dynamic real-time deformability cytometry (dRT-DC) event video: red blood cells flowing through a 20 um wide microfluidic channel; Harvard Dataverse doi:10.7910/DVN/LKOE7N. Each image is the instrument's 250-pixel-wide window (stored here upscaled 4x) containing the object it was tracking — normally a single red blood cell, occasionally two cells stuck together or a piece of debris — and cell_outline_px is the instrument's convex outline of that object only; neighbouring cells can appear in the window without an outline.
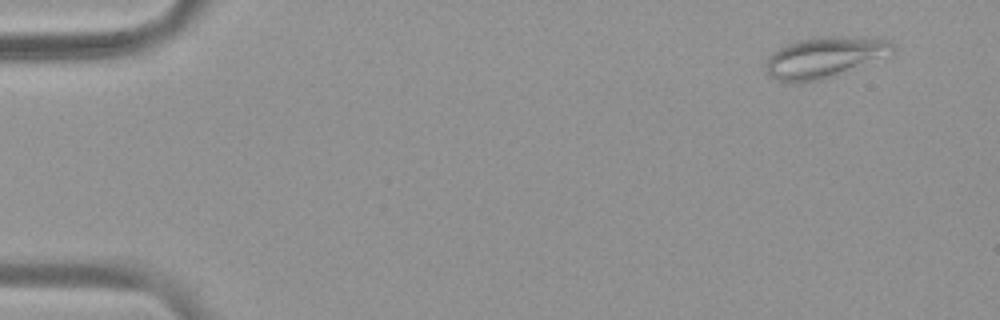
{"species": "common noctule bat (a hibernating species)", "species_latin": "Nyctalus noctula", "temperature_condition": "warm", "stored_images_in_passage": 5, "camera_frame_rate_fps": 3000, "um_per_image_px": 0.085, "animal": {"sex": "female", "body_mass_g": 19.9}, "frame": {"image": 1, "passage_image": 1, "time_ms": 0.0, "image_size_px": [1000, 320], "cell_outline_px": [[896, 52], [836, 76], [820, 80], [776, 80], [768, 72], [764, 64], [768, 56], [772, 52], [796, 40], [820, 36], [880, 36], [892, 40], [896, 44]], "centroid_in_image_um": [70.22, 4.8], "position_along_channel_um": 14.8, "area_um2": 30.58}}